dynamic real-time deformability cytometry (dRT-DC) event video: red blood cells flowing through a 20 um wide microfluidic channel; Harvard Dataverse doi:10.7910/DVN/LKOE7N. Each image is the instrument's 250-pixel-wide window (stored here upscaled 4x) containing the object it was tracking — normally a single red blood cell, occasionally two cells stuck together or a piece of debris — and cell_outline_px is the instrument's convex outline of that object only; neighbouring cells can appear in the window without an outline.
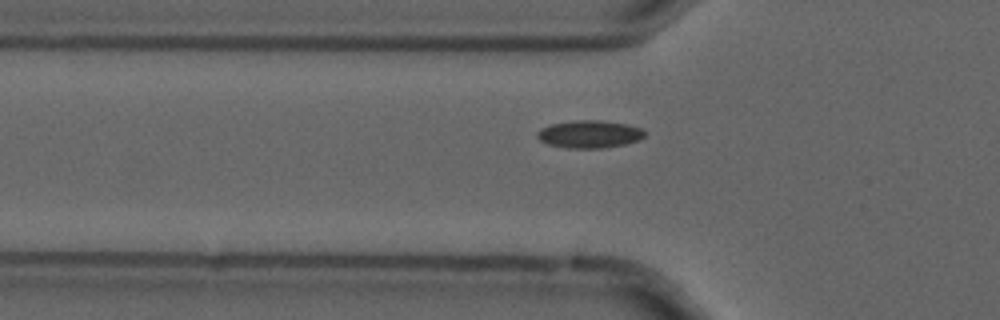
{"species": "common noctule bat (a hibernating species)", "species_latin": "Nyctalus noctula", "temperature_condition": "cold", "stored_images_in_passage": 49, "camera_frame_rate_fps": 3000, "um_per_image_px": 0.085, "animal": {"sex": "male", "forearm_length_mm": 52.5}, "frame": {"image": 1, "passage_image": 12, "time_ms": 3.667, "image_size_px": [1000, 320], "cell_outline_px": [[644, 136], [640, 140], [624, 144], [604, 148], [568, 148], [548, 144], [540, 140], [536, 136], [536, 132], [540, 128], [552, 124], [576, 120], [600, 120], [628, 124], [644, 128]], "centroid_in_image_um": [50.12, 11.4], "position_along_channel_um": 75.7, "area_um2": 17.4}}
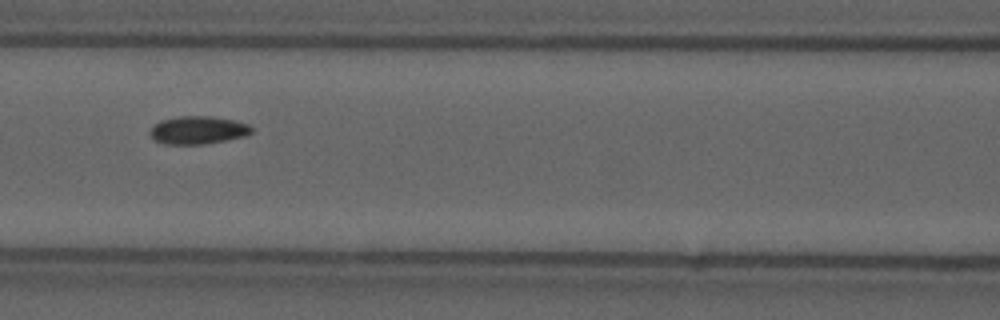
{"frame": {"image": 2, "passage_image": 18, "time_ms": 5.667, "image_size_px": [1000, 320], "cell_outline_px": [[252, 132], [244, 136], [204, 144], [164, 144], [156, 140], [148, 132], [160, 120], [180, 116], [212, 116], [232, 120], [248, 124], [252, 128]], "centroid_in_image_um": [16.81, 11.05], "position_along_channel_um": 149.8, "area_um2": 16.3}}
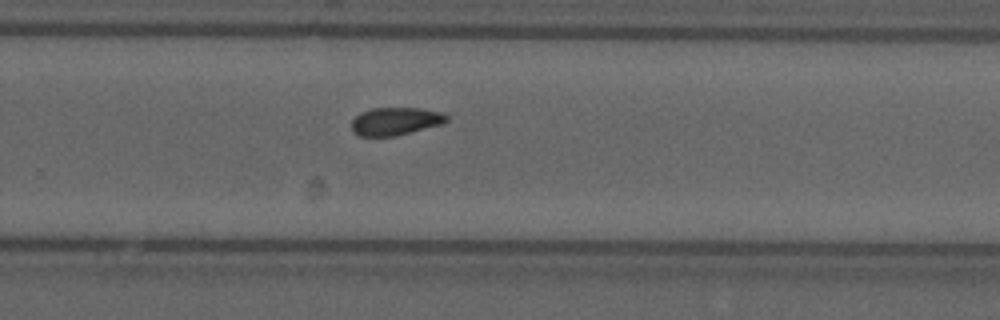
{"frame": {"image": 3, "passage_image": 30, "time_ms": 9.667, "image_size_px": [1000, 320], "cell_outline_px": [[448, 120], [444, 124], [396, 136], [360, 136], [352, 132], [352, 120], [360, 112], [372, 108], [420, 108], [444, 112], [448, 116]], "centroid_in_image_um": [33.65, 10.3], "position_along_channel_um": 296.2, "area_um2": 15.66}, "authors_computed_cell_mechanics": {"area_um2": 16.0106, "velocity_mm_per_s": 3.6753, "shape_relaxation_time_tau1_ms": 11.2866, "shape_relaxation_time_tau2_ms": 3.2047, "deformation_change_tau1": 0.1053, "deformation_change_tau2": 0.0809}}